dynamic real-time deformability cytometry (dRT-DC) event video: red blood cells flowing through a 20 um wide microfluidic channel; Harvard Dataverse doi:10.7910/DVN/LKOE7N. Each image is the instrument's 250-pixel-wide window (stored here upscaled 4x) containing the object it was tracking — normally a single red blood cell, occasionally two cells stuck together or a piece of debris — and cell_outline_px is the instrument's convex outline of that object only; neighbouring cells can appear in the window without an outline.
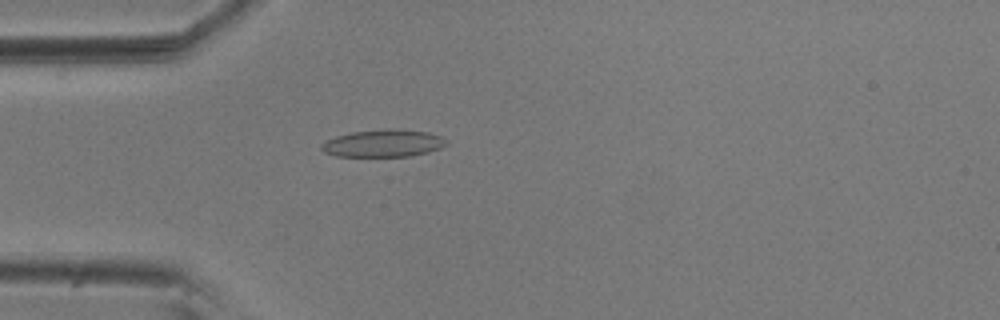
{"species": "common noctule bat (a hibernating species)", "species_latin": "Nyctalus noctula", "temperature_condition": "room temperature", "stored_images_in_passage": 55, "camera_frame_rate_fps": 3000, "um_per_image_px": 0.085, "animal": {"sex": "male", "body_mass_g": 20.5, "forearm_length_mm": 52.5}, "frame": {"image": 1, "passage_image": 15, "time_ms": 4.667, "image_size_px": [1000, 320], "cell_outline_px": [[448, 144], [440, 148], [428, 152], [412, 156], [336, 156], [324, 152], [320, 148], [320, 144], [324, 140], [336, 136], [352, 132], [384, 128], [392, 128], [428, 132], [440, 136], [448, 140]], "centroid_in_image_um": [32.57, 12.17], "position_along_channel_um": 52.4, "area_um2": 20.17}}
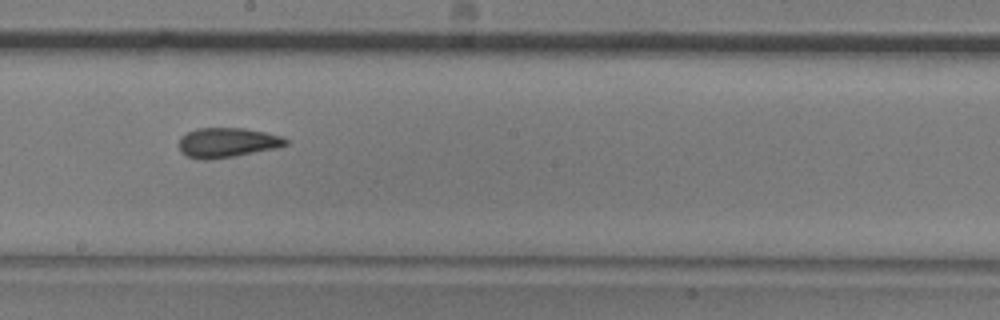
{"frame": {"image": 2, "passage_image": 30, "time_ms": 9.667, "image_size_px": [1000, 320], "cell_outline_px": [[288, 144], [276, 148], [232, 156], [208, 160], [204, 160], [188, 156], [180, 152], [180, 136], [196, 128], [244, 128], [264, 132], [280, 136], [288, 140]], "centroid_in_image_um": [19.29, 12.11], "position_along_channel_um": 228.9, "area_um2": 18.26}}
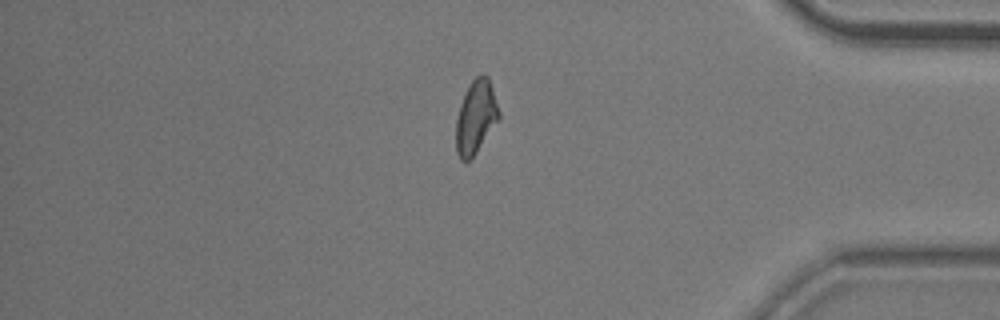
{"frame": {"image": 3, "passage_image": 46, "time_ms": 15.0, "image_size_px": [1000, 320], "cell_outline_px": [[500, 120], [476, 152], [468, 160], [460, 160], [456, 152], [456, 120], [460, 104], [472, 80], [476, 76], [484, 72], [488, 76], [500, 112]], "centroid_in_image_um": [40.46, 9.94], "position_along_channel_um": 394.7, "area_um2": 18.32}, "authors_computed_cell_mechanics": {"area_um2": 18.6116, "velocity_mm_per_s": 3.6608, "shape_relaxation_time_tau1_ms": null, "shape_relaxation_time_tau2_ms": 0.8079, "deformation_change_tau1": null, "deformation_change_tau2": 0.0721}}